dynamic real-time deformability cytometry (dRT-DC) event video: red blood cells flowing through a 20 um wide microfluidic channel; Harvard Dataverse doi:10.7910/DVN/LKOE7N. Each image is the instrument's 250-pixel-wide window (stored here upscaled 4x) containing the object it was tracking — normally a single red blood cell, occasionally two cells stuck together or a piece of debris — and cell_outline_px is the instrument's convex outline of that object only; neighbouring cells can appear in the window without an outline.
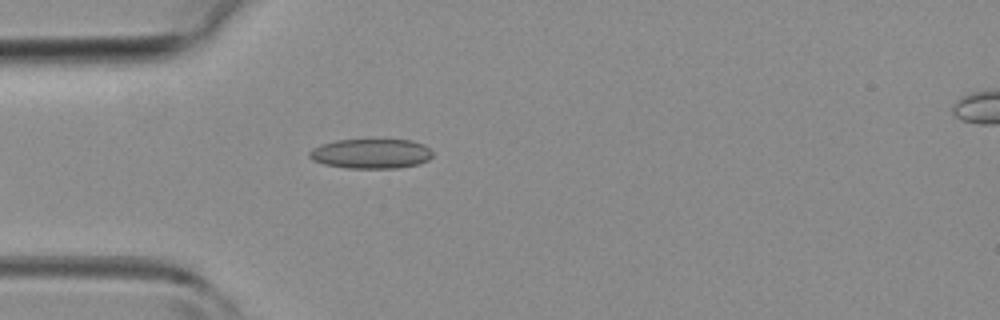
{"species": "common noctule bat (a hibernating species)", "species_latin": "Nyctalus noctula", "temperature_condition": "room temperature", "stored_images_in_passage": 2, "camera_frame_rate_fps": 3000, "um_per_image_px": 0.085, "animal": {"sex": "female", "body_mass_g": 19.3, "forearm_length_mm": 54.1}, "frame": {"image": 1, "passage_image": 1, "time_ms": 0.0, "image_size_px": [1000, 320], "cell_outline_px": [[432, 156], [428, 160], [420, 164], [396, 168], [344, 168], [324, 164], [312, 160], [308, 156], [308, 152], [312, 148], [320, 144], [336, 140], [412, 140], [424, 144], [432, 152]], "centroid_in_image_um": [31.51, 13.06], "position_along_channel_um": 53.5, "area_um2": 21.5}}